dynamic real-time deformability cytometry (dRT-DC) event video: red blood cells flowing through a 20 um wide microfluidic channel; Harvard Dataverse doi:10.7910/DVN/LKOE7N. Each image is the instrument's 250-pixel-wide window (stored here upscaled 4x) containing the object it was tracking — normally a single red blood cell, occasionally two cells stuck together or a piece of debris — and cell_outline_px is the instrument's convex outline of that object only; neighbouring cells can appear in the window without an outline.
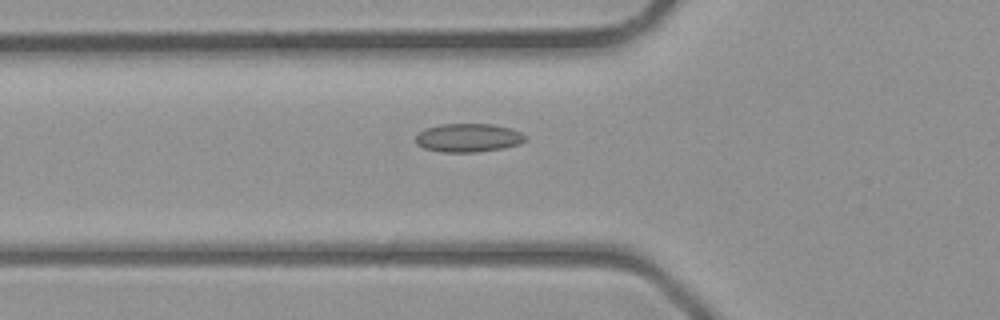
{"species": "common noctule bat (a hibernating species)", "species_latin": "Nyctalus noctula", "temperature_condition": "room temperature", "stored_images_in_passage": 28, "camera_frame_rate_fps": 3000, "um_per_image_px": 0.085, "animal": {"sex": "male", "body_mass_g": 23.1, "forearm_length_mm": 52.7}, "frame": {"image": 1, "passage_image": 2, "time_ms": 0.333, "image_size_px": [1000, 320], "cell_outline_px": [[524, 140], [520, 144], [504, 148], [476, 152], [444, 152], [424, 148], [416, 144], [416, 136], [420, 132], [428, 128], [440, 124], [492, 124], [508, 128], [520, 132], [524, 136]], "centroid_in_image_um": [39.79, 11.72], "position_along_channel_um": 86.0, "area_um2": 17.98}}
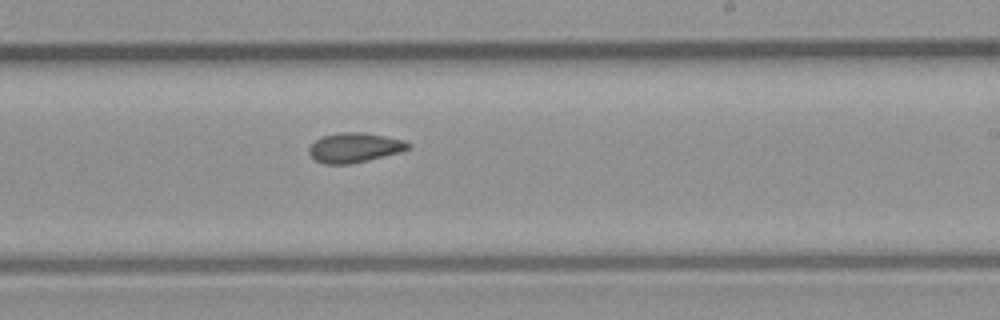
{"frame": {"image": 2, "passage_image": 12, "time_ms": 3.667, "image_size_px": [1000, 320], "cell_outline_px": [[408, 148], [400, 152], [368, 160], [348, 164], [324, 164], [316, 160], [308, 152], [308, 148], [316, 140], [324, 136], [340, 132], [364, 132], [404, 140], [408, 144]], "centroid_in_image_um": [30.1, 12.55], "position_along_channel_um": 258.9, "area_um2": 16.88}}
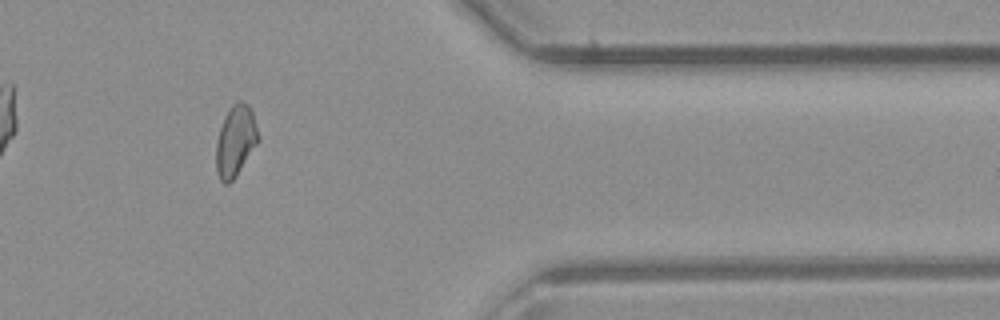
{"frame": {"image": 3, "passage_image": 21, "time_ms": 6.667, "image_size_px": [1000, 320], "cell_outline_px": [[260, 140], [236, 176], [228, 184], [224, 184], [220, 180], [216, 172], [216, 144], [220, 128], [224, 116], [232, 104], [240, 100], [248, 104], [252, 108]], "centroid_in_image_um": [20.03, 11.97], "position_along_channel_um": 391.4, "area_um2": 17.63}}